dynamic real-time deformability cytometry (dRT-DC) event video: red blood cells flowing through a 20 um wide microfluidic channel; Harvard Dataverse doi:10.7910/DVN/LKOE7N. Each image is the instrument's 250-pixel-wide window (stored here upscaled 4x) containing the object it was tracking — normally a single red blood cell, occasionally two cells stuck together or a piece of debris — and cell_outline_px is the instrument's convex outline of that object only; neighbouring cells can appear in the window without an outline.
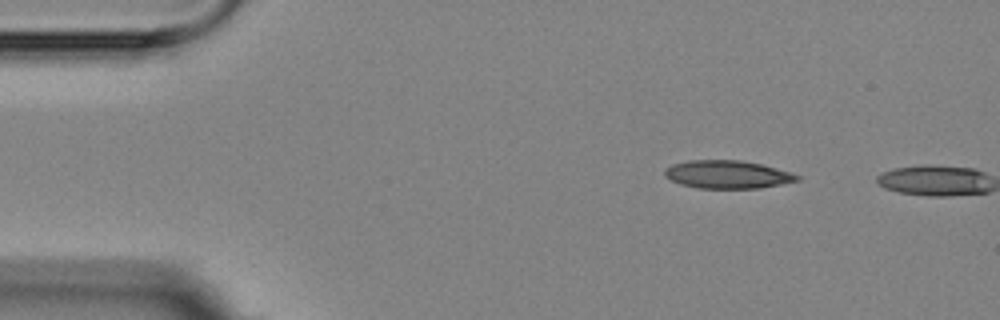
{"species": "Egyptian fruit bat (a non-hibernating species)", "species_latin": "Rousettus aegyptiacus", "temperature_condition": "room temperature", "stored_images_in_passage": 2, "camera_frame_rate_fps": 3000, "um_per_image_px": 0.085, "animal": {"sex": "female"}, "frame": {"image": 1, "passage_image": 1, "time_ms": 0.0, "image_size_px": [1000, 320], "cell_outline_px": [[800, 180], [760, 188], [696, 188], [680, 184], [664, 176], [664, 168], [672, 164], [688, 160], [740, 160], [760, 164], [776, 168], [800, 176]], "centroid_in_image_um": [61.78, 14.83], "position_along_channel_um": 23.2, "area_um2": 21.56}}